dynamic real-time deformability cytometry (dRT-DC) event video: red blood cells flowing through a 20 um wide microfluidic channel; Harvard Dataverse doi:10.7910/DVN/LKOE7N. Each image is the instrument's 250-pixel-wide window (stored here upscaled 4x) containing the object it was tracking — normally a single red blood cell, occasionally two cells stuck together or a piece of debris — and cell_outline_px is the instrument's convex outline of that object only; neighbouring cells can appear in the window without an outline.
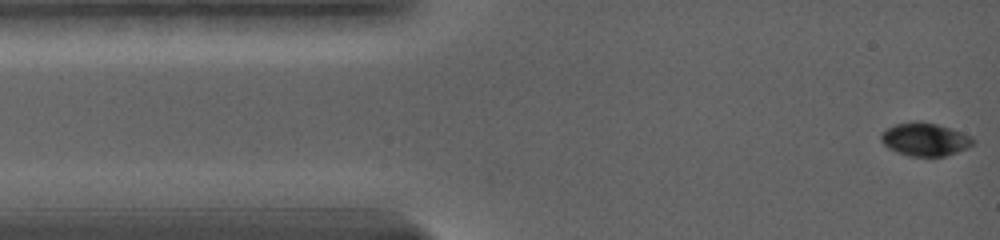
{"species": "common noctule bat (a hibernating species)", "species_latin": "Nyctalus noctula", "temperature_condition": "warm", "stored_images_in_passage": 16, "camera_frame_rate_fps": 5000, "um_per_image_px": 0.085, "animal": {"sex": "female", "body_mass_g": 19.0, "forearm_length_mm": 56.7}, "frame": {"image": 1, "passage_image": 1, "time_ms": 0.0, "image_size_px": [1000, 240], "cell_outline_px": [[976, 140], [968, 148], [944, 156], [908, 156], [896, 152], [888, 148], [880, 140], [880, 132], [896, 124], [936, 124], [952, 128], [972, 136]], "centroid_in_image_um": [78.64, 11.88], "position_along_channel_um": 6.4, "area_um2": 17.34}}
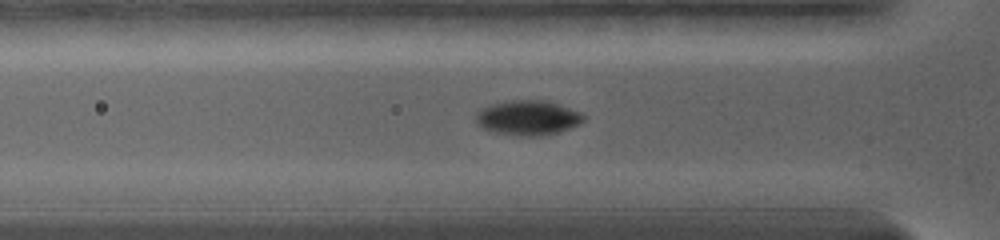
{"frame": {"image": 2, "passage_image": 14, "time_ms": 4.0, "image_size_px": [1000, 240], "cell_outline_px": [[584, 120], [580, 124], [560, 132], [540, 136], [520, 136], [496, 132], [484, 128], [476, 124], [476, 112], [492, 104], [512, 100], [544, 100], [580, 112], [584, 116]], "centroid_in_image_um": [44.88, 10.02], "position_along_channel_um": 80.9, "area_um2": 21.62}}
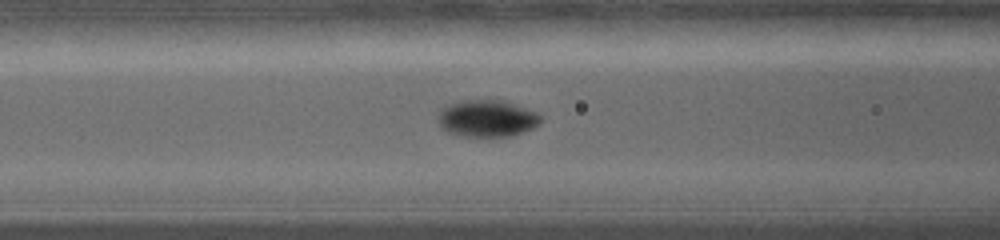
{"frame": {"image": 3, "passage_image": 16, "time_ms": 5.2, "image_size_px": [1000, 240], "cell_outline_px": [[540, 124], [532, 128], [512, 136], [464, 136], [448, 132], [440, 124], [440, 112], [444, 104], [460, 100], [504, 100], [536, 112], [540, 116]], "centroid_in_image_um": [41.4, 10.05], "position_along_channel_um": 125.2, "area_um2": 21.91}}